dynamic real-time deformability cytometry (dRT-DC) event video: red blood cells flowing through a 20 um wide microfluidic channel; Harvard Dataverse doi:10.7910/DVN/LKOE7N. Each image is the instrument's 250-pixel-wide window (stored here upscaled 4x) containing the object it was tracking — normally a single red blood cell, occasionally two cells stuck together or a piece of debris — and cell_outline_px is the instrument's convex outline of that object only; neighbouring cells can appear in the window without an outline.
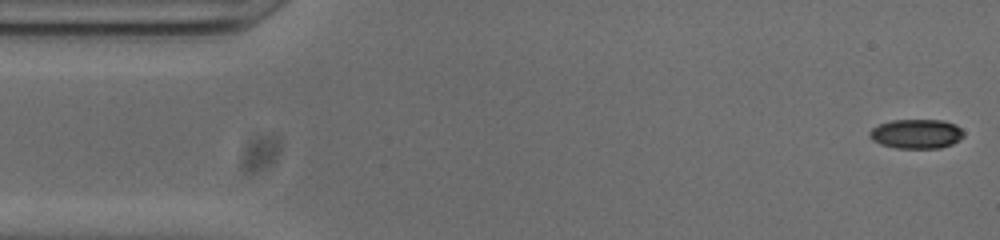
{"species": "common noctule bat (a hibernating species)", "species_latin": "Nyctalus noctula", "temperature_condition": "cold", "stored_images_in_passage": 13, "camera_frame_rate_fps": 3000, "um_per_image_px": 0.085, "animal": {"sex": "male", "body_mass_g": 20.0, "forearm_length_mm": 53.3}, "frame": {"image": 1, "passage_image": 1, "time_ms": 0.0, "image_size_px": [1000, 240], "cell_outline_px": [[964, 136], [960, 140], [952, 144], [940, 148], [896, 148], [880, 144], [872, 140], [868, 136], [868, 132], [872, 128], [880, 124], [892, 120], [940, 120], [956, 124], [964, 132]], "centroid_in_image_um": [77.89, 11.38], "position_along_channel_um": 7.1, "area_um2": 16.24}}
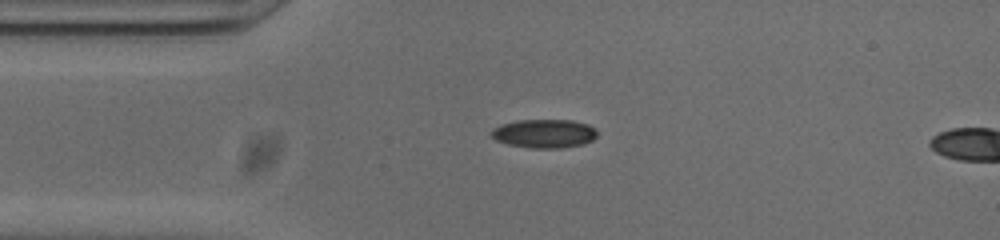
{"frame": {"image": 2, "passage_image": 11, "time_ms": 3.333, "image_size_px": [1000, 240], "cell_outline_px": [[596, 136], [592, 140], [584, 144], [560, 148], [532, 148], [508, 144], [496, 140], [488, 136], [488, 132], [492, 128], [500, 124], [520, 120], [572, 120], [588, 124], [596, 128]], "centroid_in_image_um": [46.22, 11.35], "position_along_channel_um": 38.8, "area_um2": 17.92}}